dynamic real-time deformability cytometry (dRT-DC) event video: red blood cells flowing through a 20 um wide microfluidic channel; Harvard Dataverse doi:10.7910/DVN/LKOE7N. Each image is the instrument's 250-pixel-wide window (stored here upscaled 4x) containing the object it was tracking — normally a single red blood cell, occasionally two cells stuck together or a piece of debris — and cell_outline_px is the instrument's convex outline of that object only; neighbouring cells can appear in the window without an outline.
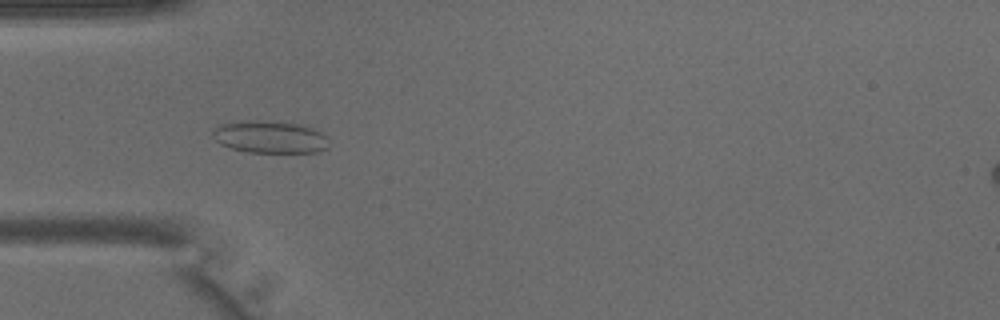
{"species": "common noctule bat (a hibernating species)", "species_latin": "Nyctalus noctula", "temperature_condition": "warm", "stored_images_in_passage": 4, "camera_frame_rate_fps": 3000, "um_per_image_px": 0.085, "animal": {"sex": "male", "body_mass_g": 15.6}, "frame": {"image": 1, "passage_image": 3, "time_ms": 0.667, "image_size_px": [1000, 320], "cell_outline_px": [[328, 148], [316, 152], [248, 152], [232, 148], [220, 144], [212, 136], [212, 132], [220, 124], [236, 120], [256, 120], [296, 124], [312, 128], [320, 132], [324, 136]], "centroid_in_image_um": [22.87, 11.64], "position_along_channel_um": 62.1, "area_um2": 21.62}}